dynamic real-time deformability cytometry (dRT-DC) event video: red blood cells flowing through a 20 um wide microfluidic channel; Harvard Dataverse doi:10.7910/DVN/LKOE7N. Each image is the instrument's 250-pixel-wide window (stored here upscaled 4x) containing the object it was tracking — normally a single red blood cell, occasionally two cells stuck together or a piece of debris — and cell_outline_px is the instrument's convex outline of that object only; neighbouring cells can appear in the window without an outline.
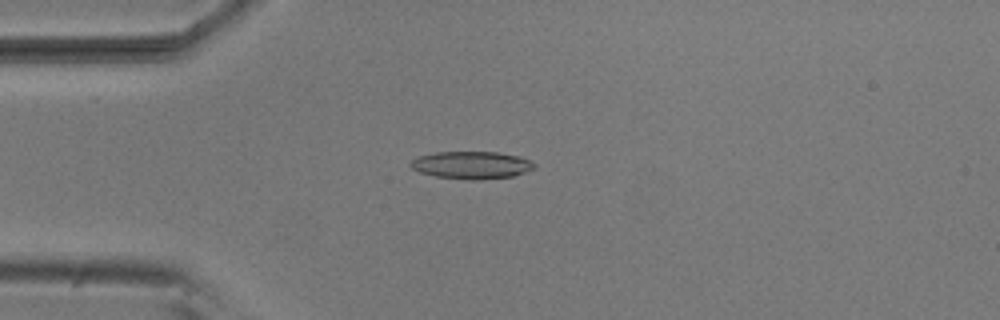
{"species": "common noctule bat (a hibernating species)", "species_latin": "Nyctalus noctula", "temperature_condition": "room temperature", "stored_images_in_passage": 22, "camera_frame_rate_fps": 3000, "um_per_image_px": 0.085, "animal": {"sex": "male", "body_mass_g": 20.5, "forearm_length_mm": 52.5}, "frame": {"image": 1, "passage_image": 14, "time_ms": 4.333, "image_size_px": [1000, 320], "cell_outline_px": [[536, 168], [512, 176], [480, 180], [468, 180], [436, 176], [420, 172], [412, 168], [408, 164], [412, 160], [420, 156], [436, 152], [496, 152], [520, 156], [536, 164]], "centroid_in_image_um": [40.09, 14.03], "position_along_channel_um": 44.9, "area_um2": 19.77}}
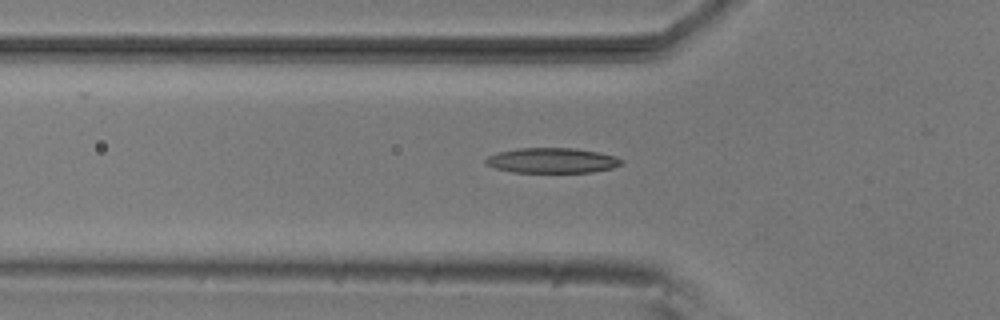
{"frame": {"image": 2, "passage_image": 18, "time_ms": 5.667, "image_size_px": [1000, 320], "cell_outline_px": [[624, 164], [612, 168], [592, 172], [512, 172], [496, 168], [484, 164], [484, 160], [488, 156], [496, 152], [516, 148], [576, 148], [600, 152], [616, 156], [624, 160]], "centroid_in_image_um": [46.94, 13.63], "position_along_channel_um": 78.9, "area_um2": 20.17}}
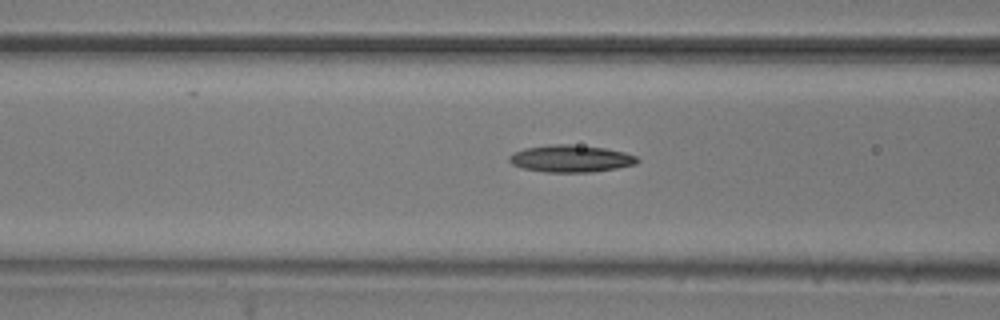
{"frame": {"image": 3, "passage_image": 21, "time_ms": 6.667, "image_size_px": [1000, 320], "cell_outline_px": [[640, 160], [636, 164], [616, 168], [592, 172], [544, 172], [524, 168], [512, 164], [508, 160], [508, 156], [512, 152], [524, 148], [548, 144], [572, 144], [604, 148], [624, 152], [636, 156]], "centroid_in_image_um": [48.49, 13.47], "position_along_channel_um": 118.1, "area_um2": 20.35}}